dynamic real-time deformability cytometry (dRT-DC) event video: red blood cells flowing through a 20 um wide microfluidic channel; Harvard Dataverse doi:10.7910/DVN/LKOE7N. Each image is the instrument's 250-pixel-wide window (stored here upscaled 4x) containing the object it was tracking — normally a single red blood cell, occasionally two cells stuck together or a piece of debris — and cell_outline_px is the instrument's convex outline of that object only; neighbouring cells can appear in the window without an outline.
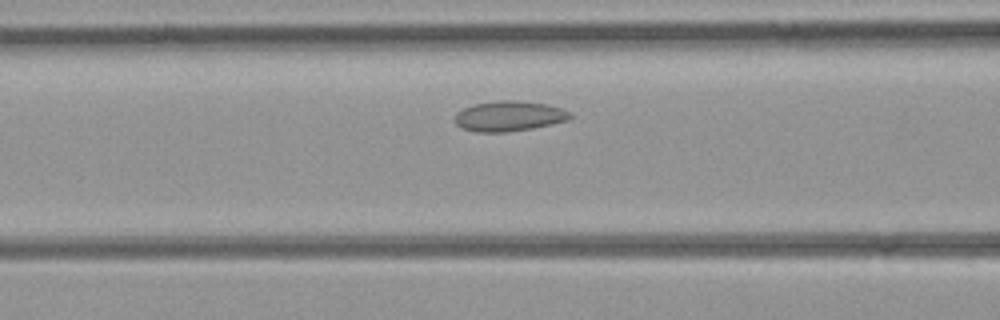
{"species": "common noctule bat (a hibernating species)", "species_latin": "Nyctalus noctula", "temperature_condition": "room temperature", "stored_images_in_passage": 32, "camera_frame_rate_fps": 3000, "um_per_image_px": 0.085, "animal": {"sex": "female", "body_mass_g": 21.9}, "frame": {"image": 1, "passage_image": 9, "time_ms": 2.667, "image_size_px": [1000, 320], "cell_outline_px": [[572, 116], [568, 120], [552, 124], [532, 128], [508, 132], [476, 132], [460, 128], [456, 124], [456, 112], [472, 104], [496, 100], [516, 100], [548, 104], [560, 108], [568, 112]], "centroid_in_image_um": [43.24, 9.86], "position_along_channel_um": 123.4, "area_um2": 20.4}}
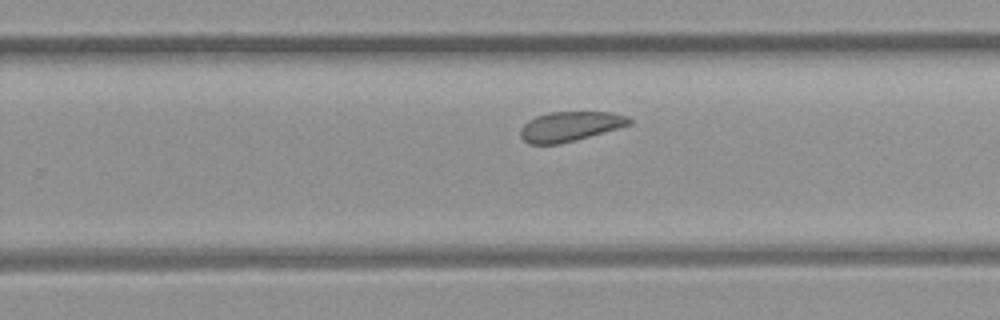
{"frame": {"image": 2, "passage_image": 19, "time_ms": 6.0, "image_size_px": [1000, 320], "cell_outline_px": [[632, 124], [576, 140], [560, 144], [528, 144], [520, 136], [520, 128], [528, 120], [536, 116], [548, 112], [612, 112], [628, 116], [632, 120]], "centroid_in_image_um": [48.45, 10.74], "position_along_channel_um": 281.4, "area_um2": 18.96}}
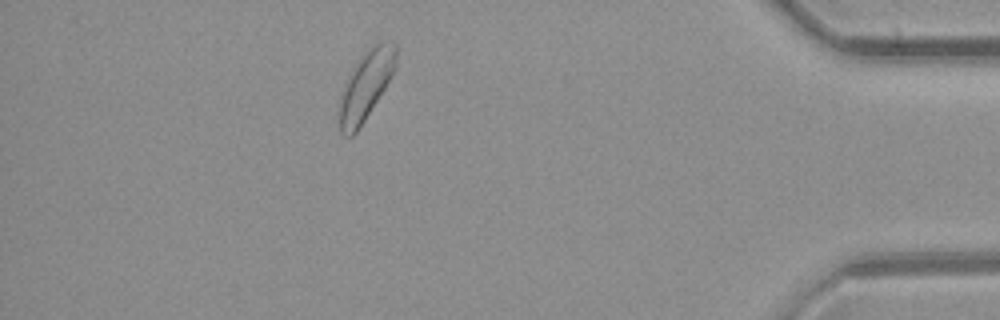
{"frame": {"image": 3, "passage_image": 30, "time_ms": 9.667, "image_size_px": [1000, 320], "cell_outline_px": [[396, 64], [392, 76], [364, 120], [356, 132], [352, 136], [344, 136], [340, 132], [340, 100], [344, 88], [352, 68], [360, 56], [372, 44], [380, 40], [396, 44]], "centroid_in_image_um": [31.12, 7.21], "position_along_channel_um": 404.1, "area_um2": 22.31}}